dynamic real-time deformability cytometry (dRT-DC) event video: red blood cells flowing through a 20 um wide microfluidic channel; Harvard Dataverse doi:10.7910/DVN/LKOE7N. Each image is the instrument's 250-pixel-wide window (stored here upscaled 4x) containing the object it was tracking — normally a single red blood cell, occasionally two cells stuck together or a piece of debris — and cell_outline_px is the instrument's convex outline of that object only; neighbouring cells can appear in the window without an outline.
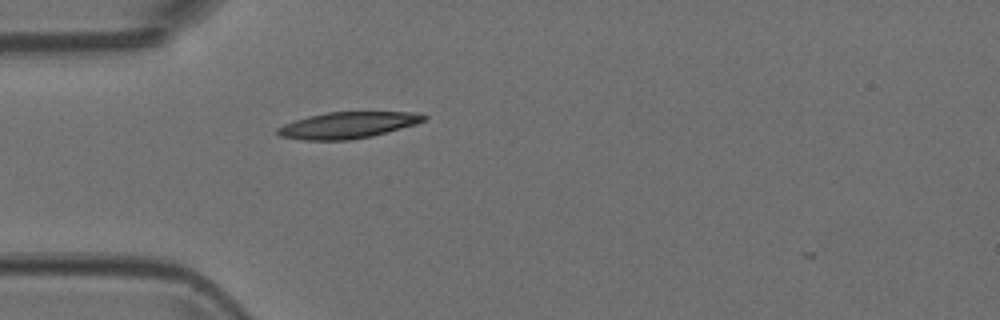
{"species": "Egyptian fruit bat (a non-hibernating species)", "species_latin": "Rousettus aegyptiacus", "temperature_condition": "room temperature", "stored_images_in_passage": 5, "camera_frame_rate_fps": 3000, "um_per_image_px": 0.085, "animal": {"sex": "female"}, "frame": {"image": 1, "passage_image": 5, "time_ms": 1.333, "image_size_px": [1000, 320], "cell_outline_px": [[428, 116], [424, 120], [416, 124], [372, 136], [352, 140], [304, 140], [280, 136], [276, 132], [276, 128], [284, 124], [308, 116], [328, 112], [420, 112]], "centroid_in_image_um": [29.57, 10.64], "position_along_channel_um": 55.4, "area_um2": 22.48}}